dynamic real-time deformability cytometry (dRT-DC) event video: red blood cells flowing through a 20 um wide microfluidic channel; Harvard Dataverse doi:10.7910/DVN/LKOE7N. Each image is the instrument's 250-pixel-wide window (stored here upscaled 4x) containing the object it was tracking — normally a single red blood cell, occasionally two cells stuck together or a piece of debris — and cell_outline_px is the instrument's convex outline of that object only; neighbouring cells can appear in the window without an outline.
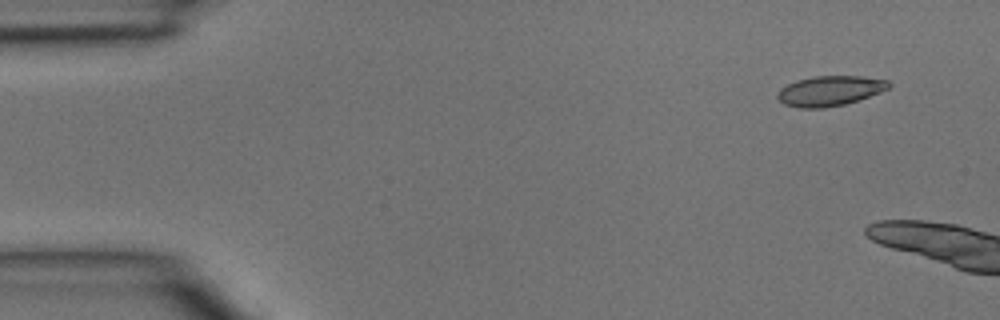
{"species": "common noctule bat (a hibernating species)", "species_latin": "Nyctalus noctula", "temperature_condition": "room temperature", "stored_images_in_passage": 2, "camera_frame_rate_fps": 3000, "um_per_image_px": 0.085, "animal": {"sex": "male", "body_mass_g": 15.6}, "frame": {"image": 1, "passage_image": 1, "time_ms": 0.0, "image_size_px": [1000, 320], "cell_outline_px": [[892, 84], [888, 88], [880, 92], [844, 104], [824, 108], [800, 108], [784, 104], [776, 96], [780, 88], [796, 80], [812, 76], [860, 76], [888, 80]], "centroid_in_image_um": [70.51, 7.71], "position_along_channel_um": 14.5, "area_um2": 19.36}}